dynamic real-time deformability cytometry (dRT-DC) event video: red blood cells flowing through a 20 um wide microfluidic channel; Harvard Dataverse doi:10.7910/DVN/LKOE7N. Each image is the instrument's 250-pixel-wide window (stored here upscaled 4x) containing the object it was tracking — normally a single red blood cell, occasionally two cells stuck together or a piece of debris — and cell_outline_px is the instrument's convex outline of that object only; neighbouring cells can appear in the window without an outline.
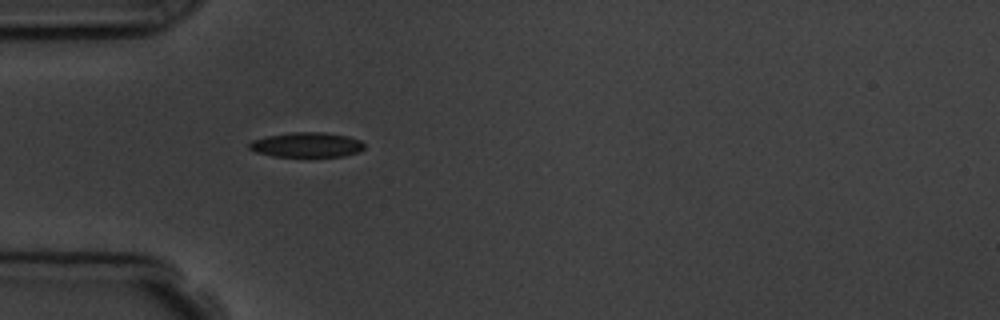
{"species": "common noctule bat (a hibernating species)", "species_latin": "Nyctalus noctula", "temperature_condition": "room temperature", "stored_images_in_passage": 1, "camera_frame_rate_fps": 3000, "um_per_image_px": 0.085, "animal": {"sex": "male", "body_mass_g": 19.5, "forearm_length_mm": 54.6}, "frame": {"image": 1, "passage_image": 1, "time_ms": 0.0, "image_size_px": [1000, 320], "cell_outline_px": [[364, 148], [360, 152], [344, 156], [272, 156], [256, 152], [248, 148], [248, 144], [252, 140], [264, 136], [292, 132], [324, 132], [348, 136], [360, 140], [364, 144]], "centroid_in_image_um": [26.06, 12.3], "position_along_channel_um": 58.9, "area_um2": 16.76}}